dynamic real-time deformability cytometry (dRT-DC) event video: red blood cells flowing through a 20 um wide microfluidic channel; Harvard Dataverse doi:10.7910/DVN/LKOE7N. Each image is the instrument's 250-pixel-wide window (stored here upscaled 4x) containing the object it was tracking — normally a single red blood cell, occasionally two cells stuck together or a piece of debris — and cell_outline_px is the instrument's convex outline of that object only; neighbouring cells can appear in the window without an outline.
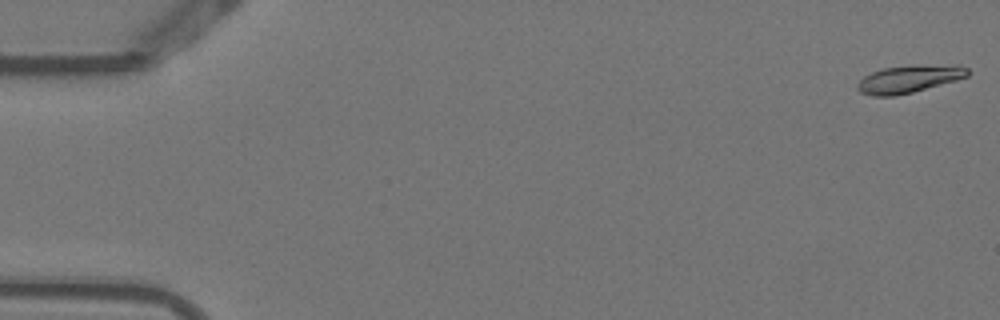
{"species": "Egyptian fruit bat (a non-hibernating species)", "species_latin": "Rousettus aegyptiacus", "temperature_condition": "warm", "stored_images_in_passage": 6, "camera_frame_rate_fps": 3000, "um_per_image_px": 0.085, "animal": {"sex": "female"}, "frame": {"image": 1, "passage_image": 1, "time_ms": 0.0, "image_size_px": [1000, 320], "cell_outline_px": [[968, 76], [956, 80], [912, 92], [896, 96], [872, 96], [860, 92], [856, 88], [856, 84], [864, 76], [872, 72], [884, 68], [956, 64], [960, 64], [968, 68]], "centroid_in_image_um": [77.26, 6.73], "position_along_channel_um": 7.7, "area_um2": 17.4}}
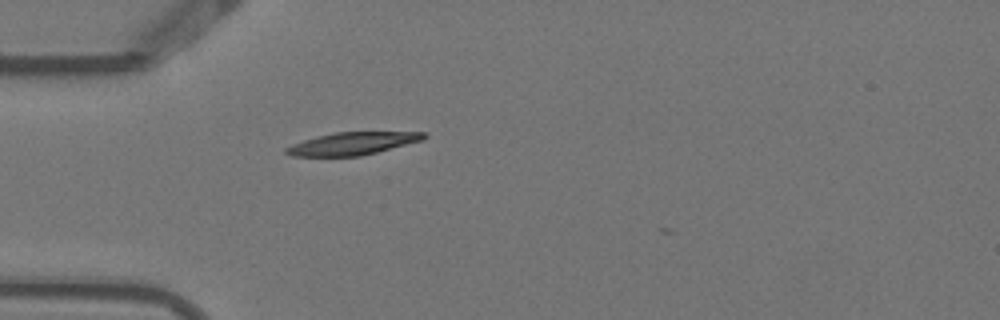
{"frame": {"image": 2, "passage_image": 5, "time_ms": 1.333, "image_size_px": [1000, 320], "cell_outline_px": [[428, 136], [424, 140], [360, 156], [292, 156], [284, 152], [284, 148], [292, 144], [316, 136], [336, 132], [428, 132]], "centroid_in_image_um": [29.97, 12.19], "position_along_channel_um": 55.0, "area_um2": 18.15}}